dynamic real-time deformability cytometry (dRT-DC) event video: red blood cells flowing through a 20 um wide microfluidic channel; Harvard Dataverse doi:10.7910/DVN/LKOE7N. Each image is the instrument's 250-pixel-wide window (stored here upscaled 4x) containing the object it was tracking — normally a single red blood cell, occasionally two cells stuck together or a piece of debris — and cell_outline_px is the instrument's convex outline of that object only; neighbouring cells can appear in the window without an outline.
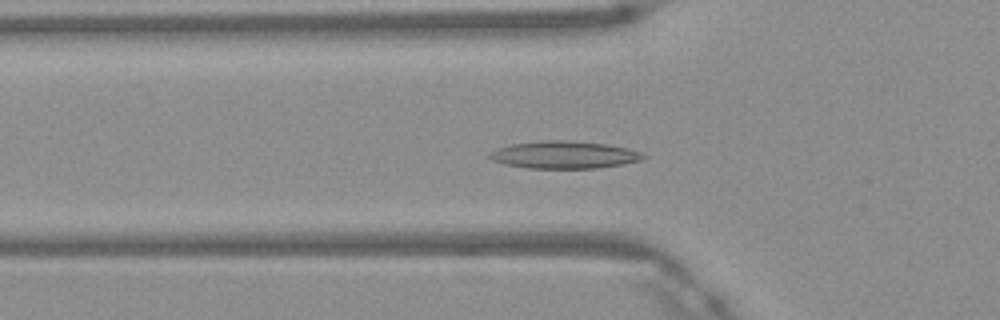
{"species": "Egyptian fruit bat (a non-hibernating species)", "species_latin": "Rousettus aegyptiacus", "temperature_condition": "warm", "stored_images_in_passage": 46, "camera_frame_rate_fps": 3000, "um_per_image_px": 0.085, "frame": {"image": 1, "passage_image": 14, "time_ms": 4.333, "image_size_px": [1000, 320], "cell_outline_px": [[648, 156], [640, 160], [624, 164], [596, 168], [524, 168], [504, 164], [492, 160], [488, 156], [492, 152], [500, 148], [512, 144], [540, 140], [572, 140], [608, 144], [628, 148], [640, 152]], "centroid_in_image_um": [47.99, 13.15], "position_along_channel_um": 77.8, "area_um2": 24.62}}
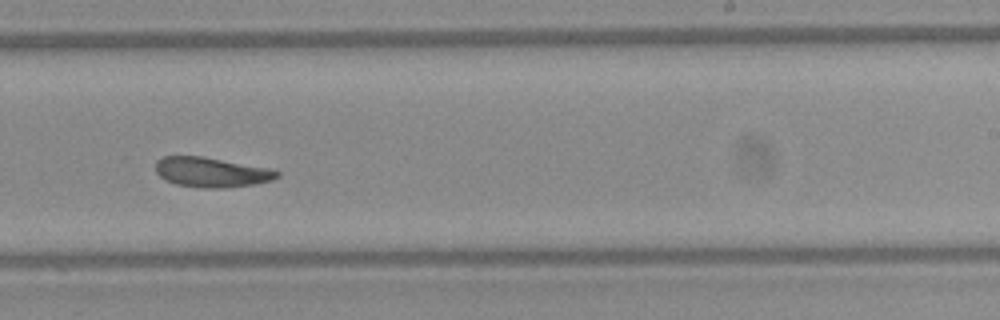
{"frame": {"image": 2, "passage_image": 28, "time_ms": 9.0, "image_size_px": [1000, 320], "cell_outline_px": [[280, 176], [272, 180], [256, 184], [224, 188], [200, 188], [176, 184], [160, 176], [156, 172], [156, 160], [164, 156], [204, 156], [268, 168], [280, 172]], "centroid_in_image_um": [17.98, 14.64], "position_along_channel_um": 271.0, "area_um2": 21.15}}
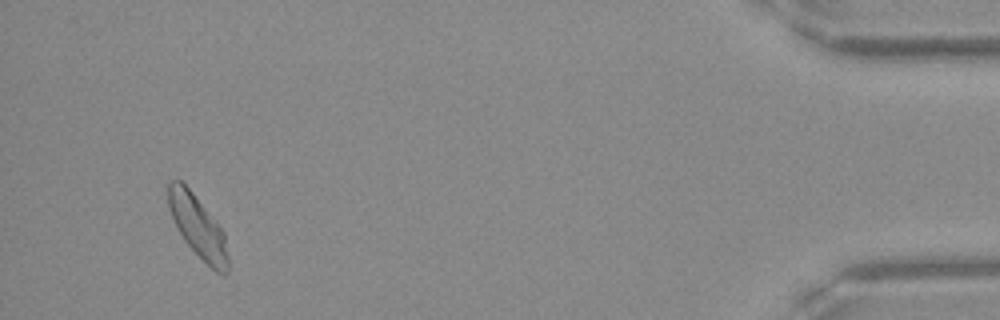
{"frame": {"image": 3, "passage_image": 44, "time_ms": 14.333, "image_size_px": [1000, 320], "cell_outline_px": [[228, 272], [224, 276], [216, 272], [184, 240], [172, 216], [168, 204], [168, 180], [180, 180], [192, 192], [224, 232], [228, 256]], "centroid_in_image_um": [16.83, 19.27], "position_along_channel_um": 418.4, "area_um2": 20.98}, "authors_computed_cell_mechanics": {"area_um2": 21.9062, "velocity_mm_per_s": 4.1311, "shape_relaxation_time_tau1_ms": null, "shape_relaxation_time_tau2_ms": 4.2204, "deformation_change_tau1": null, "deformation_change_tau2": 0.1034}}